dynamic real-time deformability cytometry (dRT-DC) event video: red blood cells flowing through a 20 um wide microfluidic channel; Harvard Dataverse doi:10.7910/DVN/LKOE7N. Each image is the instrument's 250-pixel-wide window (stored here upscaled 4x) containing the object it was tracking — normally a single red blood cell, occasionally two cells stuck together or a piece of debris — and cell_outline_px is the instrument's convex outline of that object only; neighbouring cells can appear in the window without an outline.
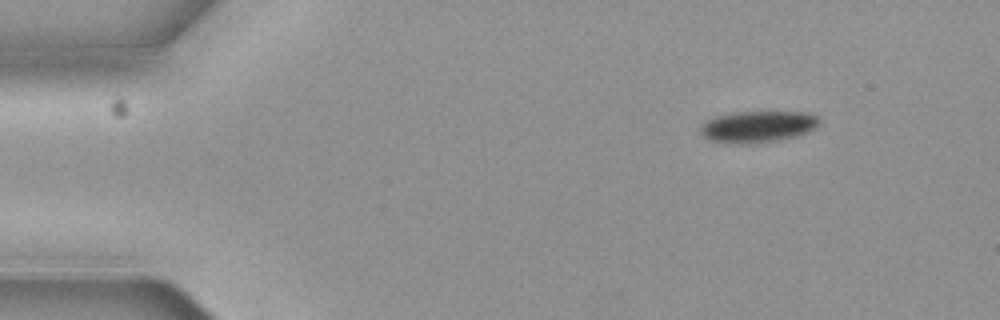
{"species": "common noctule bat (a hibernating species)", "species_latin": "Nyctalus noctula", "temperature_condition": "cold", "stored_images_in_passage": 6, "camera_frame_rate_fps": 3000, "um_per_image_px": 0.085, "animal": {"sex": "female", "body_mass_g": 19.3, "forearm_length_mm": 54.1}, "frame": {"image": 1, "passage_image": 1, "time_ms": 0.0, "image_size_px": [1000, 320], "cell_outline_px": [[820, 120], [812, 128], [804, 132], [792, 136], [772, 140], [712, 140], [704, 136], [700, 128], [704, 120], [716, 116], [736, 112], [804, 112], [816, 116]], "centroid_in_image_um": [64.39, 10.68], "position_along_channel_um": 20.6, "area_um2": 20.11}}
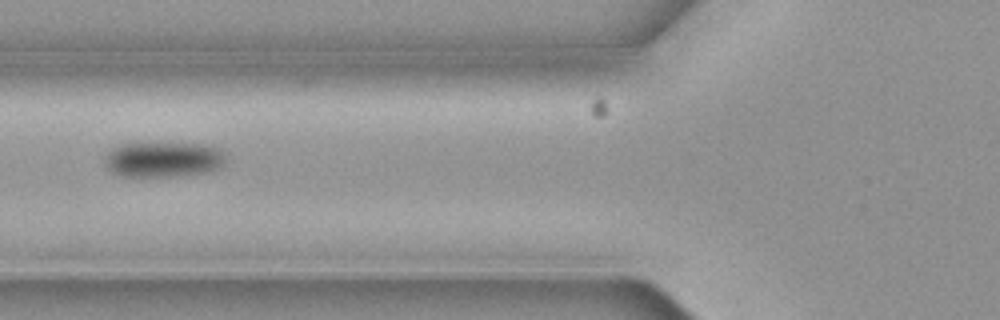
{"frame": {"image": 2, "passage_image": 5, "time_ms": 1.333, "image_size_px": [1000, 320], "cell_outline_px": [[224, 164], [220, 168], [212, 172], [176, 176], [120, 176], [112, 172], [104, 164], [104, 156], [112, 148], [120, 144], [200, 144], [216, 148], [224, 156]], "centroid_in_image_um": [13.85, 13.58], "position_along_channel_um": 112.0, "area_um2": 24.74}}
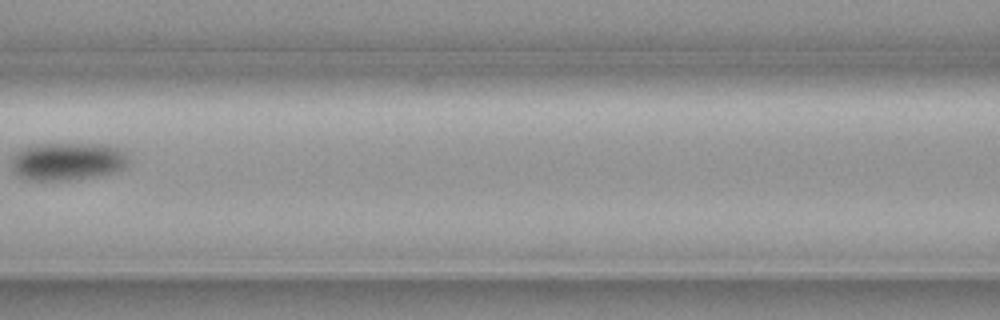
{"frame": {"image": 3, "passage_image": 6, "time_ms": 1.667, "image_size_px": [1000, 320], "cell_outline_px": [[128, 164], [124, 168], [104, 176], [68, 180], [32, 180], [16, 176], [12, 168], [12, 156], [16, 152], [24, 148], [36, 144], [108, 144], [120, 148], [124, 152], [128, 160]], "centroid_in_image_um": [5.76, 13.72], "position_along_channel_um": 160.8, "area_um2": 26.13}}